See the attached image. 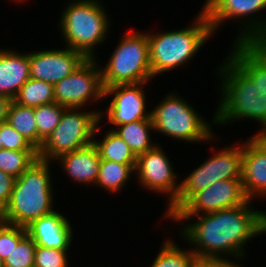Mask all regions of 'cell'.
<instances>
[{
    "mask_svg": "<svg viewBox=\"0 0 266 267\" xmlns=\"http://www.w3.org/2000/svg\"><path fill=\"white\" fill-rule=\"evenodd\" d=\"M251 200L243 205L202 214L195 223L185 225L183 237L196 245L192 251L198 260H223L222 254L235 258L244 254L245 243L266 233V212L250 208ZM187 238V239H186Z\"/></svg>",
    "mask_w": 266,
    "mask_h": 267,
    "instance_id": "cell-1",
    "label": "cell"
},
{
    "mask_svg": "<svg viewBox=\"0 0 266 267\" xmlns=\"http://www.w3.org/2000/svg\"><path fill=\"white\" fill-rule=\"evenodd\" d=\"M49 164L38 159L15 179L9 203L0 214L2 221L26 227L55 210Z\"/></svg>",
    "mask_w": 266,
    "mask_h": 267,
    "instance_id": "cell-2",
    "label": "cell"
},
{
    "mask_svg": "<svg viewBox=\"0 0 266 267\" xmlns=\"http://www.w3.org/2000/svg\"><path fill=\"white\" fill-rule=\"evenodd\" d=\"M228 58V59H227ZM225 64L219 67L223 75L222 100L213 116L215 124L250 118L257 120L266 129V92L228 56Z\"/></svg>",
    "mask_w": 266,
    "mask_h": 267,
    "instance_id": "cell-3",
    "label": "cell"
},
{
    "mask_svg": "<svg viewBox=\"0 0 266 267\" xmlns=\"http://www.w3.org/2000/svg\"><path fill=\"white\" fill-rule=\"evenodd\" d=\"M213 30L205 12L199 13L195 25L169 32L149 34V61L152 76L169 72L193 58L210 38Z\"/></svg>",
    "mask_w": 266,
    "mask_h": 267,
    "instance_id": "cell-4",
    "label": "cell"
},
{
    "mask_svg": "<svg viewBox=\"0 0 266 267\" xmlns=\"http://www.w3.org/2000/svg\"><path fill=\"white\" fill-rule=\"evenodd\" d=\"M101 5L97 0H75L61 13L60 28L67 48L86 58H95L93 49L108 35L110 21Z\"/></svg>",
    "mask_w": 266,
    "mask_h": 267,
    "instance_id": "cell-5",
    "label": "cell"
},
{
    "mask_svg": "<svg viewBox=\"0 0 266 267\" xmlns=\"http://www.w3.org/2000/svg\"><path fill=\"white\" fill-rule=\"evenodd\" d=\"M104 88L118 84L147 83L152 79L147 33L128 32L101 69Z\"/></svg>",
    "mask_w": 266,
    "mask_h": 267,
    "instance_id": "cell-6",
    "label": "cell"
},
{
    "mask_svg": "<svg viewBox=\"0 0 266 267\" xmlns=\"http://www.w3.org/2000/svg\"><path fill=\"white\" fill-rule=\"evenodd\" d=\"M80 108H66L57 127L43 141L38 150L39 159L51 161L93 142L100 129L103 111L78 112Z\"/></svg>",
    "mask_w": 266,
    "mask_h": 267,
    "instance_id": "cell-7",
    "label": "cell"
},
{
    "mask_svg": "<svg viewBox=\"0 0 266 267\" xmlns=\"http://www.w3.org/2000/svg\"><path fill=\"white\" fill-rule=\"evenodd\" d=\"M194 110L184 99L171 93L150 111L154 131L179 141L212 140L211 126Z\"/></svg>",
    "mask_w": 266,
    "mask_h": 267,
    "instance_id": "cell-8",
    "label": "cell"
},
{
    "mask_svg": "<svg viewBox=\"0 0 266 267\" xmlns=\"http://www.w3.org/2000/svg\"><path fill=\"white\" fill-rule=\"evenodd\" d=\"M210 158L180 182L178 196L168 205L165 217L171 218L195 193L216 181L241 179L242 145L225 148Z\"/></svg>",
    "mask_w": 266,
    "mask_h": 267,
    "instance_id": "cell-9",
    "label": "cell"
},
{
    "mask_svg": "<svg viewBox=\"0 0 266 267\" xmlns=\"http://www.w3.org/2000/svg\"><path fill=\"white\" fill-rule=\"evenodd\" d=\"M87 58L73 73L54 84V99L65 108H82L86 102L104 98L101 69ZM98 69H97V68Z\"/></svg>",
    "mask_w": 266,
    "mask_h": 267,
    "instance_id": "cell-10",
    "label": "cell"
},
{
    "mask_svg": "<svg viewBox=\"0 0 266 267\" xmlns=\"http://www.w3.org/2000/svg\"><path fill=\"white\" fill-rule=\"evenodd\" d=\"M247 200L241 179L220 180L195 193L171 219L185 221L202 211L204 214L217 212L243 205Z\"/></svg>",
    "mask_w": 266,
    "mask_h": 267,
    "instance_id": "cell-11",
    "label": "cell"
},
{
    "mask_svg": "<svg viewBox=\"0 0 266 267\" xmlns=\"http://www.w3.org/2000/svg\"><path fill=\"white\" fill-rule=\"evenodd\" d=\"M138 175L137 180L146 189L169 195V205L177 198L180 183L176 180L173 167L160 146L139 154L136 159L135 169ZM176 180V181H175Z\"/></svg>",
    "mask_w": 266,
    "mask_h": 267,
    "instance_id": "cell-12",
    "label": "cell"
},
{
    "mask_svg": "<svg viewBox=\"0 0 266 267\" xmlns=\"http://www.w3.org/2000/svg\"><path fill=\"white\" fill-rule=\"evenodd\" d=\"M87 58L65 48L29 53L30 78L55 84L73 73Z\"/></svg>",
    "mask_w": 266,
    "mask_h": 267,
    "instance_id": "cell-13",
    "label": "cell"
},
{
    "mask_svg": "<svg viewBox=\"0 0 266 267\" xmlns=\"http://www.w3.org/2000/svg\"><path fill=\"white\" fill-rule=\"evenodd\" d=\"M142 85L118 84L104 88V98L114 94L107 109L108 122L115 127L151 118V112L146 113V99Z\"/></svg>",
    "mask_w": 266,
    "mask_h": 267,
    "instance_id": "cell-14",
    "label": "cell"
},
{
    "mask_svg": "<svg viewBox=\"0 0 266 267\" xmlns=\"http://www.w3.org/2000/svg\"><path fill=\"white\" fill-rule=\"evenodd\" d=\"M241 182L248 200L266 195V145L256 135L242 145Z\"/></svg>",
    "mask_w": 266,
    "mask_h": 267,
    "instance_id": "cell-15",
    "label": "cell"
},
{
    "mask_svg": "<svg viewBox=\"0 0 266 267\" xmlns=\"http://www.w3.org/2000/svg\"><path fill=\"white\" fill-rule=\"evenodd\" d=\"M27 234L36 245L68 250L72 242L70 222L59 211L32 221L25 227Z\"/></svg>",
    "mask_w": 266,
    "mask_h": 267,
    "instance_id": "cell-16",
    "label": "cell"
},
{
    "mask_svg": "<svg viewBox=\"0 0 266 267\" xmlns=\"http://www.w3.org/2000/svg\"><path fill=\"white\" fill-rule=\"evenodd\" d=\"M29 79V53L0 49V95L14 100Z\"/></svg>",
    "mask_w": 266,
    "mask_h": 267,
    "instance_id": "cell-17",
    "label": "cell"
},
{
    "mask_svg": "<svg viewBox=\"0 0 266 267\" xmlns=\"http://www.w3.org/2000/svg\"><path fill=\"white\" fill-rule=\"evenodd\" d=\"M60 160L64 171L79 183L95 184L101 159L94 142L89 143L77 150L65 153L57 158Z\"/></svg>",
    "mask_w": 266,
    "mask_h": 267,
    "instance_id": "cell-18",
    "label": "cell"
},
{
    "mask_svg": "<svg viewBox=\"0 0 266 267\" xmlns=\"http://www.w3.org/2000/svg\"><path fill=\"white\" fill-rule=\"evenodd\" d=\"M229 57L266 92V42H234Z\"/></svg>",
    "mask_w": 266,
    "mask_h": 267,
    "instance_id": "cell-19",
    "label": "cell"
},
{
    "mask_svg": "<svg viewBox=\"0 0 266 267\" xmlns=\"http://www.w3.org/2000/svg\"><path fill=\"white\" fill-rule=\"evenodd\" d=\"M266 8V0H216L206 11L210 26L214 31L230 18L251 17Z\"/></svg>",
    "mask_w": 266,
    "mask_h": 267,
    "instance_id": "cell-20",
    "label": "cell"
},
{
    "mask_svg": "<svg viewBox=\"0 0 266 267\" xmlns=\"http://www.w3.org/2000/svg\"><path fill=\"white\" fill-rule=\"evenodd\" d=\"M130 147L136 156L153 149L156 144L151 142L150 130H154L152 119H143L136 122L117 126L112 129Z\"/></svg>",
    "mask_w": 266,
    "mask_h": 267,
    "instance_id": "cell-21",
    "label": "cell"
},
{
    "mask_svg": "<svg viewBox=\"0 0 266 267\" xmlns=\"http://www.w3.org/2000/svg\"><path fill=\"white\" fill-rule=\"evenodd\" d=\"M7 122L38 150L40 149L43 140L37 133L34 107L23 106L13 100L7 115Z\"/></svg>",
    "mask_w": 266,
    "mask_h": 267,
    "instance_id": "cell-22",
    "label": "cell"
},
{
    "mask_svg": "<svg viewBox=\"0 0 266 267\" xmlns=\"http://www.w3.org/2000/svg\"><path fill=\"white\" fill-rule=\"evenodd\" d=\"M103 138L102 141L100 139L93 140L97 146L100 159L120 164H136L137 156L116 132L109 130Z\"/></svg>",
    "mask_w": 266,
    "mask_h": 267,
    "instance_id": "cell-23",
    "label": "cell"
},
{
    "mask_svg": "<svg viewBox=\"0 0 266 267\" xmlns=\"http://www.w3.org/2000/svg\"><path fill=\"white\" fill-rule=\"evenodd\" d=\"M136 164H120L101 159L100 169L95 184L110 192H117L124 187Z\"/></svg>",
    "mask_w": 266,
    "mask_h": 267,
    "instance_id": "cell-24",
    "label": "cell"
},
{
    "mask_svg": "<svg viewBox=\"0 0 266 267\" xmlns=\"http://www.w3.org/2000/svg\"><path fill=\"white\" fill-rule=\"evenodd\" d=\"M14 101L20 105L37 107L55 102L54 85L36 79H29L19 90Z\"/></svg>",
    "mask_w": 266,
    "mask_h": 267,
    "instance_id": "cell-25",
    "label": "cell"
},
{
    "mask_svg": "<svg viewBox=\"0 0 266 267\" xmlns=\"http://www.w3.org/2000/svg\"><path fill=\"white\" fill-rule=\"evenodd\" d=\"M166 241L159 251L151 267H194L198 261L195 253L180 249L174 243Z\"/></svg>",
    "mask_w": 266,
    "mask_h": 267,
    "instance_id": "cell-26",
    "label": "cell"
},
{
    "mask_svg": "<svg viewBox=\"0 0 266 267\" xmlns=\"http://www.w3.org/2000/svg\"><path fill=\"white\" fill-rule=\"evenodd\" d=\"M38 159V151L0 149V170L18 178Z\"/></svg>",
    "mask_w": 266,
    "mask_h": 267,
    "instance_id": "cell-27",
    "label": "cell"
},
{
    "mask_svg": "<svg viewBox=\"0 0 266 267\" xmlns=\"http://www.w3.org/2000/svg\"><path fill=\"white\" fill-rule=\"evenodd\" d=\"M65 109L56 102L34 107L37 133L43 141L57 127Z\"/></svg>",
    "mask_w": 266,
    "mask_h": 267,
    "instance_id": "cell-28",
    "label": "cell"
},
{
    "mask_svg": "<svg viewBox=\"0 0 266 267\" xmlns=\"http://www.w3.org/2000/svg\"><path fill=\"white\" fill-rule=\"evenodd\" d=\"M36 244L26 234L4 259V267H34Z\"/></svg>",
    "mask_w": 266,
    "mask_h": 267,
    "instance_id": "cell-29",
    "label": "cell"
},
{
    "mask_svg": "<svg viewBox=\"0 0 266 267\" xmlns=\"http://www.w3.org/2000/svg\"><path fill=\"white\" fill-rule=\"evenodd\" d=\"M26 234L25 227L6 223L0 219V256L3 260Z\"/></svg>",
    "mask_w": 266,
    "mask_h": 267,
    "instance_id": "cell-30",
    "label": "cell"
},
{
    "mask_svg": "<svg viewBox=\"0 0 266 267\" xmlns=\"http://www.w3.org/2000/svg\"><path fill=\"white\" fill-rule=\"evenodd\" d=\"M67 250L36 245L34 267H68Z\"/></svg>",
    "mask_w": 266,
    "mask_h": 267,
    "instance_id": "cell-31",
    "label": "cell"
},
{
    "mask_svg": "<svg viewBox=\"0 0 266 267\" xmlns=\"http://www.w3.org/2000/svg\"><path fill=\"white\" fill-rule=\"evenodd\" d=\"M1 143L3 149L16 151H38V149L17 130H15L7 121L0 123Z\"/></svg>",
    "mask_w": 266,
    "mask_h": 267,
    "instance_id": "cell-32",
    "label": "cell"
},
{
    "mask_svg": "<svg viewBox=\"0 0 266 267\" xmlns=\"http://www.w3.org/2000/svg\"><path fill=\"white\" fill-rule=\"evenodd\" d=\"M248 19L251 21L247 22L248 26H245V30H242L241 32L242 34L239 33L236 42H266V20L264 19V21H257L255 19L254 22L253 18Z\"/></svg>",
    "mask_w": 266,
    "mask_h": 267,
    "instance_id": "cell-33",
    "label": "cell"
},
{
    "mask_svg": "<svg viewBox=\"0 0 266 267\" xmlns=\"http://www.w3.org/2000/svg\"><path fill=\"white\" fill-rule=\"evenodd\" d=\"M15 179L12 175L0 170V214L9 203Z\"/></svg>",
    "mask_w": 266,
    "mask_h": 267,
    "instance_id": "cell-34",
    "label": "cell"
},
{
    "mask_svg": "<svg viewBox=\"0 0 266 267\" xmlns=\"http://www.w3.org/2000/svg\"><path fill=\"white\" fill-rule=\"evenodd\" d=\"M194 267H239L234 261L223 260H198Z\"/></svg>",
    "mask_w": 266,
    "mask_h": 267,
    "instance_id": "cell-35",
    "label": "cell"
},
{
    "mask_svg": "<svg viewBox=\"0 0 266 267\" xmlns=\"http://www.w3.org/2000/svg\"><path fill=\"white\" fill-rule=\"evenodd\" d=\"M12 101L13 99L8 96L0 95V123L7 121V115Z\"/></svg>",
    "mask_w": 266,
    "mask_h": 267,
    "instance_id": "cell-36",
    "label": "cell"
},
{
    "mask_svg": "<svg viewBox=\"0 0 266 267\" xmlns=\"http://www.w3.org/2000/svg\"><path fill=\"white\" fill-rule=\"evenodd\" d=\"M215 1L216 0H206L201 11L205 12Z\"/></svg>",
    "mask_w": 266,
    "mask_h": 267,
    "instance_id": "cell-37",
    "label": "cell"
},
{
    "mask_svg": "<svg viewBox=\"0 0 266 267\" xmlns=\"http://www.w3.org/2000/svg\"><path fill=\"white\" fill-rule=\"evenodd\" d=\"M0 267H4V260L0 256Z\"/></svg>",
    "mask_w": 266,
    "mask_h": 267,
    "instance_id": "cell-38",
    "label": "cell"
},
{
    "mask_svg": "<svg viewBox=\"0 0 266 267\" xmlns=\"http://www.w3.org/2000/svg\"><path fill=\"white\" fill-rule=\"evenodd\" d=\"M0 149H3V143H1V135H0Z\"/></svg>",
    "mask_w": 266,
    "mask_h": 267,
    "instance_id": "cell-39",
    "label": "cell"
}]
</instances>
